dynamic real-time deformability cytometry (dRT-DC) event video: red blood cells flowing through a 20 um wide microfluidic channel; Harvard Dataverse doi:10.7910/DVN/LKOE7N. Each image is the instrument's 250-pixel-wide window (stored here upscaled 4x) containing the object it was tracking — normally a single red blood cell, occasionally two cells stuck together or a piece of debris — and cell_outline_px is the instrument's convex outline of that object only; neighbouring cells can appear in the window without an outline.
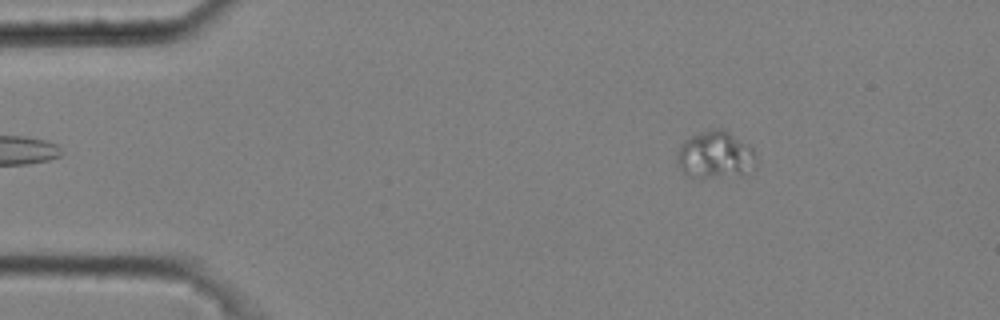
{"species": "common noctule bat (a hibernating species)", "species_latin": "Nyctalus noctula", "temperature_condition": "cold", "stored_images_in_passage": 4, "camera_frame_rate_fps": 3000, "um_per_image_px": 0.085, "animal": {"sex": "male", "body_mass_g": 20.4}, "frame": {"image": 1, "passage_image": 4, "time_ms": 1.0, "image_size_px": [1000, 320], "cell_outline_px": [[756, 164], [740, 172], [704, 176], [692, 176], [684, 172], [680, 168], [676, 156], [680, 144], [684, 140], [700, 132], [712, 128], [720, 128], [728, 132], [748, 144], [752, 148], [756, 156]], "centroid_in_image_um": [60.74, 13.08], "position_along_channel_um": 24.3, "area_um2": 20.69}}